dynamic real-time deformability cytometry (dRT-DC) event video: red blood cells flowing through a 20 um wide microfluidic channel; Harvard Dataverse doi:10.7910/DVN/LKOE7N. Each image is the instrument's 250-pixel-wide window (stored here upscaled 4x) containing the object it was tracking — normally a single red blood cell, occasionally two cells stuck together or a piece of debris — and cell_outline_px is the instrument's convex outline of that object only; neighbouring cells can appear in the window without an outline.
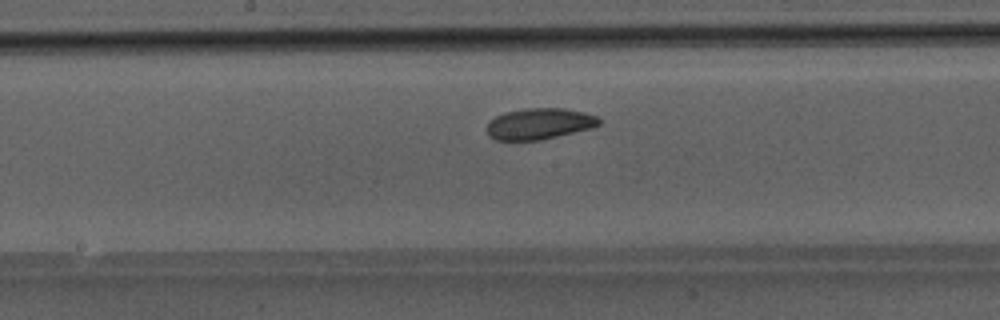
{"species": "Egyptian fruit bat (a non-hibernating species)", "species_latin": "Rousettus aegyptiacus", "temperature_condition": "room temperature", "stored_images_in_passage": 40, "camera_frame_rate_fps": 3000, "um_per_image_px": 0.085, "animal": {"sex": "male"}, "frame": {"image": 1, "passage_image": 17, "time_ms": 5.333, "image_size_px": [1000, 320], "cell_outline_px": [[600, 124], [592, 128], [540, 140], [496, 140], [488, 136], [488, 124], [496, 116], [504, 112], [524, 108], [564, 108], [584, 112], [596, 116], [600, 120]], "centroid_in_image_um": [45.85, 10.51], "position_along_channel_um": 202.4, "area_um2": 20.29}}
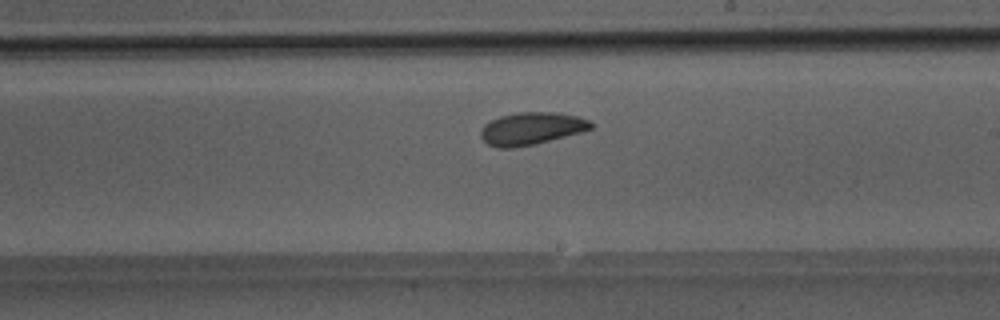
{"frame": {"image": 2, "passage_image": 20, "time_ms": 6.333, "image_size_px": [1000, 320], "cell_outline_px": [[592, 128], [580, 132], [536, 144], [512, 148], [496, 148], [488, 144], [480, 136], [480, 132], [484, 124], [500, 116], [520, 112], [556, 112], [576, 116], [588, 120], [592, 124]], "centroid_in_image_um": [45.13, 10.93], "position_along_channel_um": 243.9, "area_um2": 20.69}}
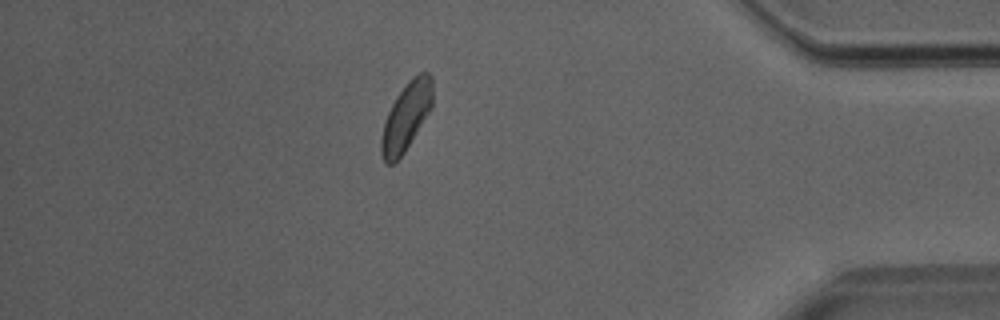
{"frame": {"image": 3, "passage_image": 34, "time_ms": 11.0, "image_size_px": [1000, 320], "cell_outline_px": [[432, 108], [404, 152], [392, 164], [388, 164], [384, 160], [380, 152], [380, 140], [384, 124], [388, 112], [396, 96], [408, 80], [412, 76], [420, 72], [428, 72], [432, 76]], "centroid_in_image_um": [34.53, 9.87], "position_along_channel_um": 400.7, "area_um2": 20.23}}